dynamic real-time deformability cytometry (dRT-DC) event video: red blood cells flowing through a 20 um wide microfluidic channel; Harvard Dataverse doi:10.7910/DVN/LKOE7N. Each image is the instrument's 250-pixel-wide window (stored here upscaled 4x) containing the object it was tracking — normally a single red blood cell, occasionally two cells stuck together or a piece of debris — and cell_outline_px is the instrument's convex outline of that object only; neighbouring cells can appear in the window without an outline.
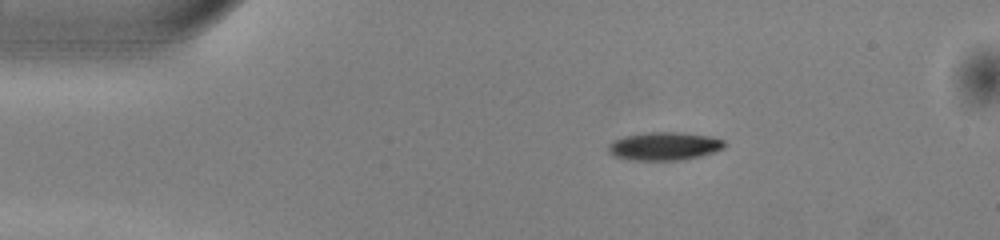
{"species": "common noctule bat (a hibernating species)", "species_latin": "Nyctalus noctula", "temperature_condition": "warm", "stored_images_in_passage": 43, "camera_frame_rate_fps": 3000, "um_per_image_px": 0.085, "animal": {"sex": "male", "body_mass_g": 13.0, "forearm_length_mm": 53.1}, "frame": {"image": 1, "passage_image": 1, "time_ms": 0.0, "image_size_px": [1000, 240], "cell_outline_px": [[728, 144], [724, 148], [700, 156], [684, 160], [632, 160], [612, 156], [608, 152], [608, 144], [612, 140], [624, 136], [648, 132], [680, 132], [712, 136], [724, 140]], "centroid_in_image_um": [56.46, 12.42], "position_along_channel_um": 28.5, "area_um2": 19.36}}
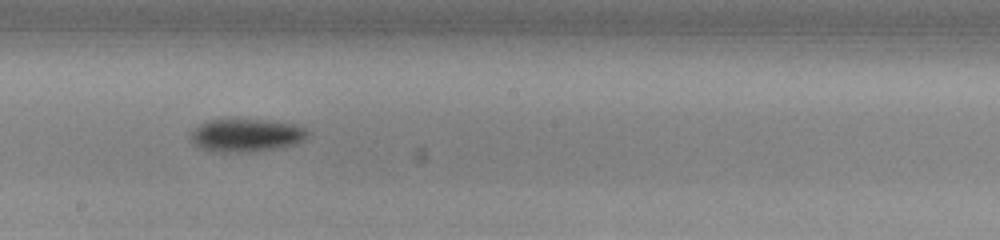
{"frame": {"image": 2, "passage_image": 20, "time_ms": 6.333, "image_size_px": [1000, 240], "cell_outline_px": [[312, 132], [304, 140], [292, 144], [276, 148], [248, 152], [212, 152], [200, 148], [192, 144], [188, 140], [188, 132], [200, 124], [208, 120], [272, 120], [292, 124], [304, 128]], "centroid_in_image_um": [20.85, 11.51], "position_along_channel_um": 227.3, "area_um2": 22.77}}
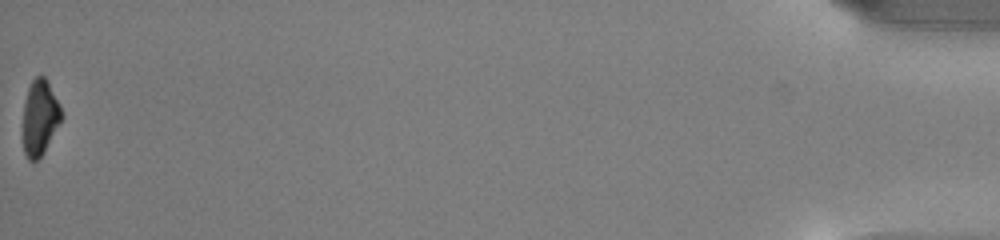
{"frame": {"image": 3, "passage_image": 43, "time_ms": 14.0, "image_size_px": [1000, 240], "cell_outline_px": [[64, 116], [44, 152], [36, 160], [28, 160], [24, 152], [24, 104], [28, 88], [32, 80], [36, 76], [44, 76]], "centroid_in_image_um": [3.39, 10.02], "position_along_channel_um": 431.8, "area_um2": 16.42}, "authors_computed_cell_mechanics": {"area_um2": 20.8658, "velocity_mm_per_s": 4.0467, "shape_relaxation_time_tau1_ms": 2.38, "shape_relaxation_time_tau2_ms": null, "deformation_change_tau1": 0.1149, "deformation_change_tau2": null}}